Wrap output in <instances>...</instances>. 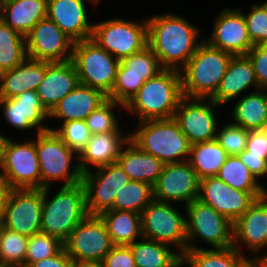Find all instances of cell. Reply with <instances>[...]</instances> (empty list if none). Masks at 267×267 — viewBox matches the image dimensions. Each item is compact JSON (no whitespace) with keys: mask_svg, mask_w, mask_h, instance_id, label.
Segmentation results:
<instances>
[{"mask_svg":"<svg viewBox=\"0 0 267 267\" xmlns=\"http://www.w3.org/2000/svg\"><path fill=\"white\" fill-rule=\"evenodd\" d=\"M72 259L65 249L49 258L31 263L27 267H72Z\"/></svg>","mask_w":267,"mask_h":267,"instance_id":"50","label":"cell"},{"mask_svg":"<svg viewBox=\"0 0 267 267\" xmlns=\"http://www.w3.org/2000/svg\"><path fill=\"white\" fill-rule=\"evenodd\" d=\"M91 39L106 52L121 61L148 45L147 21L135 23L110 19L93 24Z\"/></svg>","mask_w":267,"mask_h":267,"instance_id":"10","label":"cell"},{"mask_svg":"<svg viewBox=\"0 0 267 267\" xmlns=\"http://www.w3.org/2000/svg\"><path fill=\"white\" fill-rule=\"evenodd\" d=\"M216 139L191 145L189 162L199 179L217 176L228 158Z\"/></svg>","mask_w":267,"mask_h":267,"instance_id":"34","label":"cell"},{"mask_svg":"<svg viewBox=\"0 0 267 267\" xmlns=\"http://www.w3.org/2000/svg\"><path fill=\"white\" fill-rule=\"evenodd\" d=\"M36 151L41 174V189L51 187L54 180L64 181L63 186L82 182L83 173L77 162L71 169V161L76 153L53 131L37 132ZM51 182V183H50Z\"/></svg>","mask_w":267,"mask_h":267,"instance_id":"6","label":"cell"},{"mask_svg":"<svg viewBox=\"0 0 267 267\" xmlns=\"http://www.w3.org/2000/svg\"><path fill=\"white\" fill-rule=\"evenodd\" d=\"M214 31L207 43L234 56L246 55L254 46L249 38L241 10L224 9L214 21Z\"/></svg>","mask_w":267,"mask_h":267,"instance_id":"19","label":"cell"},{"mask_svg":"<svg viewBox=\"0 0 267 267\" xmlns=\"http://www.w3.org/2000/svg\"><path fill=\"white\" fill-rule=\"evenodd\" d=\"M129 139L130 136L126 137L122 132L91 135L87 145L78 155L81 172L89 171L90 165L100 167L116 163L122 147Z\"/></svg>","mask_w":267,"mask_h":267,"instance_id":"25","label":"cell"},{"mask_svg":"<svg viewBox=\"0 0 267 267\" xmlns=\"http://www.w3.org/2000/svg\"><path fill=\"white\" fill-rule=\"evenodd\" d=\"M117 105L124 107V104L107 99L86 118L85 121L91 135L121 132L116 116L112 112V109L119 107Z\"/></svg>","mask_w":267,"mask_h":267,"instance_id":"41","label":"cell"},{"mask_svg":"<svg viewBox=\"0 0 267 267\" xmlns=\"http://www.w3.org/2000/svg\"><path fill=\"white\" fill-rule=\"evenodd\" d=\"M49 189L43 188L41 232L65 242L73 229L88 216L85 188L82 182L62 186L51 200H47Z\"/></svg>","mask_w":267,"mask_h":267,"instance_id":"4","label":"cell"},{"mask_svg":"<svg viewBox=\"0 0 267 267\" xmlns=\"http://www.w3.org/2000/svg\"><path fill=\"white\" fill-rule=\"evenodd\" d=\"M0 106L6 121L21 130L37 128L36 132L50 130L42 123L50 112L42 104L36 91H25L11 98H0Z\"/></svg>","mask_w":267,"mask_h":267,"instance_id":"20","label":"cell"},{"mask_svg":"<svg viewBox=\"0 0 267 267\" xmlns=\"http://www.w3.org/2000/svg\"><path fill=\"white\" fill-rule=\"evenodd\" d=\"M252 63L258 87H267V45H254L246 54Z\"/></svg>","mask_w":267,"mask_h":267,"instance_id":"46","label":"cell"},{"mask_svg":"<svg viewBox=\"0 0 267 267\" xmlns=\"http://www.w3.org/2000/svg\"><path fill=\"white\" fill-rule=\"evenodd\" d=\"M164 69L160 60L147 45L141 51L122 59L117 74H134L141 76V79L147 81Z\"/></svg>","mask_w":267,"mask_h":267,"instance_id":"38","label":"cell"},{"mask_svg":"<svg viewBox=\"0 0 267 267\" xmlns=\"http://www.w3.org/2000/svg\"><path fill=\"white\" fill-rule=\"evenodd\" d=\"M253 45H267V2L252 4L250 13H243Z\"/></svg>","mask_w":267,"mask_h":267,"instance_id":"43","label":"cell"},{"mask_svg":"<svg viewBox=\"0 0 267 267\" xmlns=\"http://www.w3.org/2000/svg\"><path fill=\"white\" fill-rule=\"evenodd\" d=\"M126 145L127 147H122L117 163L131 180L154 186L165 164L153 155L145 153L131 139L126 142Z\"/></svg>","mask_w":267,"mask_h":267,"instance_id":"28","label":"cell"},{"mask_svg":"<svg viewBox=\"0 0 267 267\" xmlns=\"http://www.w3.org/2000/svg\"><path fill=\"white\" fill-rule=\"evenodd\" d=\"M71 60L80 84L99 89L107 96L111 93L120 64L118 59L90 38L73 44Z\"/></svg>","mask_w":267,"mask_h":267,"instance_id":"7","label":"cell"},{"mask_svg":"<svg viewBox=\"0 0 267 267\" xmlns=\"http://www.w3.org/2000/svg\"><path fill=\"white\" fill-rule=\"evenodd\" d=\"M254 261L236 248L187 250L182 256V266L191 267H249Z\"/></svg>","mask_w":267,"mask_h":267,"instance_id":"30","label":"cell"},{"mask_svg":"<svg viewBox=\"0 0 267 267\" xmlns=\"http://www.w3.org/2000/svg\"><path fill=\"white\" fill-rule=\"evenodd\" d=\"M249 131L229 123L216 134V140L229 156L239 155L246 150Z\"/></svg>","mask_w":267,"mask_h":267,"instance_id":"44","label":"cell"},{"mask_svg":"<svg viewBox=\"0 0 267 267\" xmlns=\"http://www.w3.org/2000/svg\"><path fill=\"white\" fill-rule=\"evenodd\" d=\"M142 235L166 245H175L183 256L187 251V224L169 202L153 200L141 212Z\"/></svg>","mask_w":267,"mask_h":267,"instance_id":"8","label":"cell"},{"mask_svg":"<svg viewBox=\"0 0 267 267\" xmlns=\"http://www.w3.org/2000/svg\"><path fill=\"white\" fill-rule=\"evenodd\" d=\"M72 267H103L101 262L73 260Z\"/></svg>","mask_w":267,"mask_h":267,"instance_id":"52","label":"cell"},{"mask_svg":"<svg viewBox=\"0 0 267 267\" xmlns=\"http://www.w3.org/2000/svg\"><path fill=\"white\" fill-rule=\"evenodd\" d=\"M264 91L258 89L241 97L232 111L233 124L248 131L267 129V93Z\"/></svg>","mask_w":267,"mask_h":267,"instance_id":"32","label":"cell"},{"mask_svg":"<svg viewBox=\"0 0 267 267\" xmlns=\"http://www.w3.org/2000/svg\"><path fill=\"white\" fill-rule=\"evenodd\" d=\"M25 38L28 58L50 63L72 59L74 42L48 17L40 20Z\"/></svg>","mask_w":267,"mask_h":267,"instance_id":"16","label":"cell"},{"mask_svg":"<svg viewBox=\"0 0 267 267\" xmlns=\"http://www.w3.org/2000/svg\"><path fill=\"white\" fill-rule=\"evenodd\" d=\"M48 0H2L1 20L16 32L26 36L47 17Z\"/></svg>","mask_w":267,"mask_h":267,"instance_id":"29","label":"cell"},{"mask_svg":"<svg viewBox=\"0 0 267 267\" xmlns=\"http://www.w3.org/2000/svg\"><path fill=\"white\" fill-rule=\"evenodd\" d=\"M146 21L150 49L165 69L180 71L202 43L197 42L198 28L178 15H154Z\"/></svg>","mask_w":267,"mask_h":267,"instance_id":"1","label":"cell"},{"mask_svg":"<svg viewBox=\"0 0 267 267\" xmlns=\"http://www.w3.org/2000/svg\"><path fill=\"white\" fill-rule=\"evenodd\" d=\"M131 181L122 167L116 162L91 169L82 176L86 193L88 215H100L113 207L116 194Z\"/></svg>","mask_w":267,"mask_h":267,"instance_id":"12","label":"cell"},{"mask_svg":"<svg viewBox=\"0 0 267 267\" xmlns=\"http://www.w3.org/2000/svg\"><path fill=\"white\" fill-rule=\"evenodd\" d=\"M11 191H12V187L10 186L9 182L0 173V219L2 217L4 207L7 204Z\"/></svg>","mask_w":267,"mask_h":267,"instance_id":"51","label":"cell"},{"mask_svg":"<svg viewBox=\"0 0 267 267\" xmlns=\"http://www.w3.org/2000/svg\"><path fill=\"white\" fill-rule=\"evenodd\" d=\"M0 169L12 189H41V174L35 140L17 143L6 137Z\"/></svg>","mask_w":267,"mask_h":267,"instance_id":"11","label":"cell"},{"mask_svg":"<svg viewBox=\"0 0 267 267\" xmlns=\"http://www.w3.org/2000/svg\"><path fill=\"white\" fill-rule=\"evenodd\" d=\"M249 267H258L254 262Z\"/></svg>","mask_w":267,"mask_h":267,"instance_id":"56","label":"cell"},{"mask_svg":"<svg viewBox=\"0 0 267 267\" xmlns=\"http://www.w3.org/2000/svg\"><path fill=\"white\" fill-rule=\"evenodd\" d=\"M183 98L181 73L164 69L145 81L138 92L124 105L125 110L137 114L139 122L171 119Z\"/></svg>","mask_w":267,"mask_h":267,"instance_id":"2","label":"cell"},{"mask_svg":"<svg viewBox=\"0 0 267 267\" xmlns=\"http://www.w3.org/2000/svg\"><path fill=\"white\" fill-rule=\"evenodd\" d=\"M28 237L0 223V261L14 267H25Z\"/></svg>","mask_w":267,"mask_h":267,"instance_id":"39","label":"cell"},{"mask_svg":"<svg viewBox=\"0 0 267 267\" xmlns=\"http://www.w3.org/2000/svg\"><path fill=\"white\" fill-rule=\"evenodd\" d=\"M183 97L176 112L174 120L178 123L182 133L191 144L216 139L218 122L213 107H218L211 99Z\"/></svg>","mask_w":267,"mask_h":267,"instance_id":"17","label":"cell"},{"mask_svg":"<svg viewBox=\"0 0 267 267\" xmlns=\"http://www.w3.org/2000/svg\"><path fill=\"white\" fill-rule=\"evenodd\" d=\"M233 56L202 40L194 55L180 70L183 97L210 99L216 93Z\"/></svg>","mask_w":267,"mask_h":267,"instance_id":"3","label":"cell"},{"mask_svg":"<svg viewBox=\"0 0 267 267\" xmlns=\"http://www.w3.org/2000/svg\"><path fill=\"white\" fill-rule=\"evenodd\" d=\"M103 267H136L128 245H114L101 262Z\"/></svg>","mask_w":267,"mask_h":267,"instance_id":"47","label":"cell"},{"mask_svg":"<svg viewBox=\"0 0 267 267\" xmlns=\"http://www.w3.org/2000/svg\"><path fill=\"white\" fill-rule=\"evenodd\" d=\"M42 209L43 189H12L0 223L29 238L41 232Z\"/></svg>","mask_w":267,"mask_h":267,"instance_id":"14","label":"cell"},{"mask_svg":"<svg viewBox=\"0 0 267 267\" xmlns=\"http://www.w3.org/2000/svg\"><path fill=\"white\" fill-rule=\"evenodd\" d=\"M187 250L199 249L191 242L201 238L214 248L233 246V223L211 206L194 200L186 205ZM192 243V244H191Z\"/></svg>","mask_w":267,"mask_h":267,"instance_id":"9","label":"cell"},{"mask_svg":"<svg viewBox=\"0 0 267 267\" xmlns=\"http://www.w3.org/2000/svg\"><path fill=\"white\" fill-rule=\"evenodd\" d=\"M2 133H0V164H1V160H2V149H3V144H4V141L6 139L5 136H2L1 135Z\"/></svg>","mask_w":267,"mask_h":267,"instance_id":"54","label":"cell"},{"mask_svg":"<svg viewBox=\"0 0 267 267\" xmlns=\"http://www.w3.org/2000/svg\"><path fill=\"white\" fill-rule=\"evenodd\" d=\"M145 81L134 74H116L115 83L107 99L126 104L143 86Z\"/></svg>","mask_w":267,"mask_h":267,"instance_id":"45","label":"cell"},{"mask_svg":"<svg viewBox=\"0 0 267 267\" xmlns=\"http://www.w3.org/2000/svg\"><path fill=\"white\" fill-rule=\"evenodd\" d=\"M79 84L77 70L72 60L46 62L45 77L36 89V93L45 108L51 112Z\"/></svg>","mask_w":267,"mask_h":267,"instance_id":"23","label":"cell"},{"mask_svg":"<svg viewBox=\"0 0 267 267\" xmlns=\"http://www.w3.org/2000/svg\"><path fill=\"white\" fill-rule=\"evenodd\" d=\"M128 246L136 267H182V256L170 249L169 245L142 237Z\"/></svg>","mask_w":267,"mask_h":267,"instance_id":"33","label":"cell"},{"mask_svg":"<svg viewBox=\"0 0 267 267\" xmlns=\"http://www.w3.org/2000/svg\"><path fill=\"white\" fill-rule=\"evenodd\" d=\"M0 267H14V266L0 262Z\"/></svg>","mask_w":267,"mask_h":267,"instance_id":"55","label":"cell"},{"mask_svg":"<svg viewBox=\"0 0 267 267\" xmlns=\"http://www.w3.org/2000/svg\"><path fill=\"white\" fill-rule=\"evenodd\" d=\"M246 151L267 160V129L249 131Z\"/></svg>","mask_w":267,"mask_h":267,"instance_id":"48","label":"cell"},{"mask_svg":"<svg viewBox=\"0 0 267 267\" xmlns=\"http://www.w3.org/2000/svg\"><path fill=\"white\" fill-rule=\"evenodd\" d=\"M50 130H53L69 148L76 152L77 158L91 137L85 120L68 121L62 123L61 128H50Z\"/></svg>","mask_w":267,"mask_h":267,"instance_id":"42","label":"cell"},{"mask_svg":"<svg viewBox=\"0 0 267 267\" xmlns=\"http://www.w3.org/2000/svg\"><path fill=\"white\" fill-rule=\"evenodd\" d=\"M252 260L258 267H267V253L262 257H252Z\"/></svg>","mask_w":267,"mask_h":267,"instance_id":"53","label":"cell"},{"mask_svg":"<svg viewBox=\"0 0 267 267\" xmlns=\"http://www.w3.org/2000/svg\"><path fill=\"white\" fill-rule=\"evenodd\" d=\"M107 100L101 90L79 84L50 112V118H63V123L86 118Z\"/></svg>","mask_w":267,"mask_h":267,"instance_id":"24","label":"cell"},{"mask_svg":"<svg viewBox=\"0 0 267 267\" xmlns=\"http://www.w3.org/2000/svg\"><path fill=\"white\" fill-rule=\"evenodd\" d=\"M242 242L255 255L267 247V194L255 203L233 223V247L240 252ZM238 245V246H237Z\"/></svg>","mask_w":267,"mask_h":267,"instance_id":"22","label":"cell"},{"mask_svg":"<svg viewBox=\"0 0 267 267\" xmlns=\"http://www.w3.org/2000/svg\"><path fill=\"white\" fill-rule=\"evenodd\" d=\"M64 249V242L47 233L39 232L28 238L25 267L31 263L49 258Z\"/></svg>","mask_w":267,"mask_h":267,"instance_id":"40","label":"cell"},{"mask_svg":"<svg viewBox=\"0 0 267 267\" xmlns=\"http://www.w3.org/2000/svg\"><path fill=\"white\" fill-rule=\"evenodd\" d=\"M85 0H48L47 17L75 43L90 39L93 22L89 24ZM87 1V0H86ZM95 5L97 4L94 0Z\"/></svg>","mask_w":267,"mask_h":267,"instance_id":"21","label":"cell"},{"mask_svg":"<svg viewBox=\"0 0 267 267\" xmlns=\"http://www.w3.org/2000/svg\"><path fill=\"white\" fill-rule=\"evenodd\" d=\"M154 200L153 186L141 181L131 180L116 194L112 210H125L141 214L142 210Z\"/></svg>","mask_w":267,"mask_h":267,"instance_id":"37","label":"cell"},{"mask_svg":"<svg viewBox=\"0 0 267 267\" xmlns=\"http://www.w3.org/2000/svg\"><path fill=\"white\" fill-rule=\"evenodd\" d=\"M266 194L267 192H243L230 187L217 176H212L200 179L198 200L234 223L257 199Z\"/></svg>","mask_w":267,"mask_h":267,"instance_id":"15","label":"cell"},{"mask_svg":"<svg viewBox=\"0 0 267 267\" xmlns=\"http://www.w3.org/2000/svg\"><path fill=\"white\" fill-rule=\"evenodd\" d=\"M27 57L25 36L0 19V73L12 70Z\"/></svg>","mask_w":267,"mask_h":267,"instance_id":"35","label":"cell"},{"mask_svg":"<svg viewBox=\"0 0 267 267\" xmlns=\"http://www.w3.org/2000/svg\"><path fill=\"white\" fill-rule=\"evenodd\" d=\"M200 179L189 161L165 164L153 186L154 199L188 205L199 197Z\"/></svg>","mask_w":267,"mask_h":267,"instance_id":"18","label":"cell"},{"mask_svg":"<svg viewBox=\"0 0 267 267\" xmlns=\"http://www.w3.org/2000/svg\"><path fill=\"white\" fill-rule=\"evenodd\" d=\"M113 246L106 225L98 215H88L64 242V249L72 260L91 262H102Z\"/></svg>","mask_w":267,"mask_h":267,"instance_id":"13","label":"cell"},{"mask_svg":"<svg viewBox=\"0 0 267 267\" xmlns=\"http://www.w3.org/2000/svg\"><path fill=\"white\" fill-rule=\"evenodd\" d=\"M1 2H2V0H0V16H1Z\"/></svg>","mask_w":267,"mask_h":267,"instance_id":"57","label":"cell"},{"mask_svg":"<svg viewBox=\"0 0 267 267\" xmlns=\"http://www.w3.org/2000/svg\"><path fill=\"white\" fill-rule=\"evenodd\" d=\"M238 156L256 178L267 174V160L262 156L250 155L246 150Z\"/></svg>","mask_w":267,"mask_h":267,"instance_id":"49","label":"cell"},{"mask_svg":"<svg viewBox=\"0 0 267 267\" xmlns=\"http://www.w3.org/2000/svg\"><path fill=\"white\" fill-rule=\"evenodd\" d=\"M251 85H255L256 90L260 89L249 58L246 55L233 56L216 93L210 99L220 106L231 101Z\"/></svg>","mask_w":267,"mask_h":267,"instance_id":"27","label":"cell"},{"mask_svg":"<svg viewBox=\"0 0 267 267\" xmlns=\"http://www.w3.org/2000/svg\"><path fill=\"white\" fill-rule=\"evenodd\" d=\"M138 124L136 131L129 136L145 153L164 164L189 160L192 144L174 118L146 120Z\"/></svg>","mask_w":267,"mask_h":267,"instance_id":"5","label":"cell"},{"mask_svg":"<svg viewBox=\"0 0 267 267\" xmlns=\"http://www.w3.org/2000/svg\"><path fill=\"white\" fill-rule=\"evenodd\" d=\"M217 177L230 187L243 192H267L238 155L228 156Z\"/></svg>","mask_w":267,"mask_h":267,"instance_id":"36","label":"cell"},{"mask_svg":"<svg viewBox=\"0 0 267 267\" xmlns=\"http://www.w3.org/2000/svg\"><path fill=\"white\" fill-rule=\"evenodd\" d=\"M46 62L26 58L12 70L0 73V98H11L25 91H36L45 77Z\"/></svg>","mask_w":267,"mask_h":267,"instance_id":"26","label":"cell"},{"mask_svg":"<svg viewBox=\"0 0 267 267\" xmlns=\"http://www.w3.org/2000/svg\"><path fill=\"white\" fill-rule=\"evenodd\" d=\"M100 218L114 245H129L142 238L141 214L125 210H107Z\"/></svg>","mask_w":267,"mask_h":267,"instance_id":"31","label":"cell"}]
</instances>
